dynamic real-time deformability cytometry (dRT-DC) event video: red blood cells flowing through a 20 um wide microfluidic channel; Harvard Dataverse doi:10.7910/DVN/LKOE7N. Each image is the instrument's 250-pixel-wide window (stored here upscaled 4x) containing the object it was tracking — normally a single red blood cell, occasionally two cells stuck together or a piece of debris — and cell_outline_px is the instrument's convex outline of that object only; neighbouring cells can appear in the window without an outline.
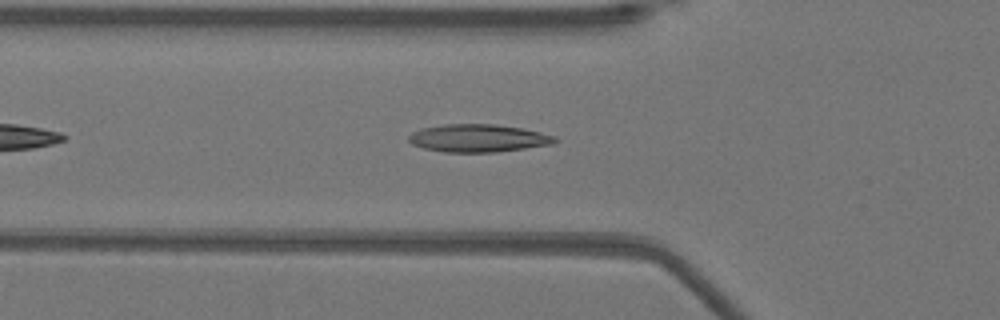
{"species": "Egyptian fruit bat (a non-hibernating species)", "species_latin": "Rousettus aegyptiacus", "temperature_condition": "warm", "stored_images_in_passage": 26, "camera_frame_rate_fps": 3000, "um_per_image_px": 0.085, "animal": {"sex": "female"}, "frame": {"image": 1, "passage_image": 7, "time_ms": 2.0, "image_size_px": [1000, 320], "cell_outline_px": [[560, 140], [556, 144], [496, 152], [444, 152], [424, 148], [412, 144], [408, 140], [408, 136], [412, 132], [420, 128], [444, 124], [496, 124], [520, 128], [540, 132], [556, 136]], "centroid_in_image_um": [40.67, 11.74], "position_along_channel_um": 85.1, "area_um2": 23.87}}
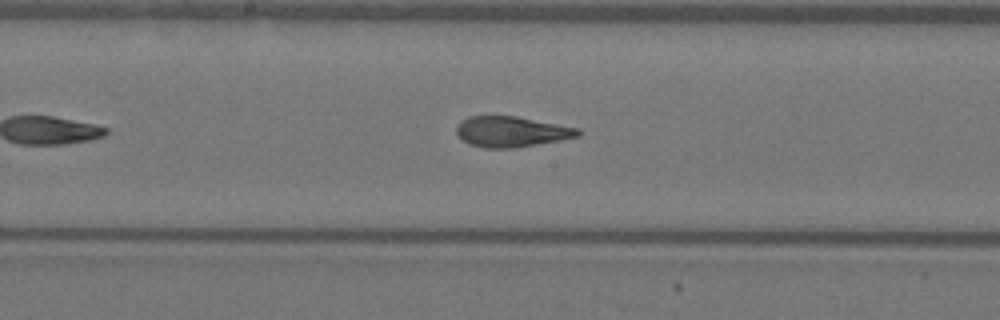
{"frame": {"image": 2, "passage_image": 16, "time_ms": 5.0, "image_size_px": [1000, 320], "cell_outline_px": [[580, 136], [560, 140], [516, 148], [484, 148], [468, 144], [456, 132], [456, 124], [460, 120], [468, 116], [516, 116], [580, 128]], "centroid_in_image_um": [43.46, 11.19], "position_along_channel_um": 204.7, "area_um2": 21.79}}
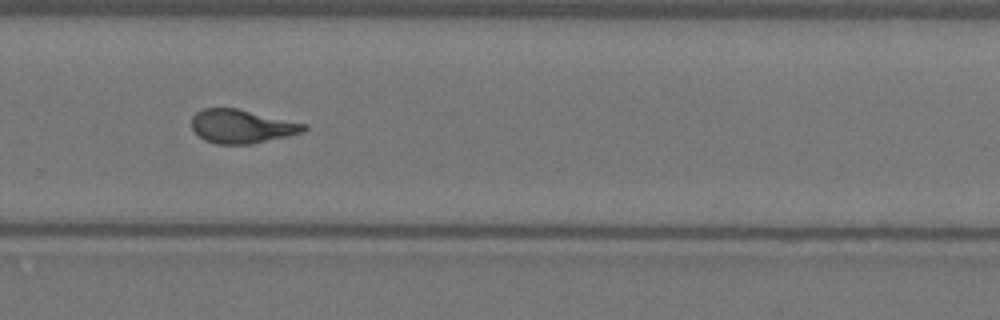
{"frame": {"image": 3, "passage_image": 24, "time_ms": 7.667, "image_size_px": [1000, 320], "cell_outline_px": [[308, 128], [304, 132], [288, 136], [252, 144], [216, 144], [204, 140], [192, 128], [192, 116], [196, 112], [204, 108], [236, 108], [308, 124]], "centroid_in_image_um": [20.57, 10.74], "position_along_channel_um": 309.2, "area_um2": 22.08}}